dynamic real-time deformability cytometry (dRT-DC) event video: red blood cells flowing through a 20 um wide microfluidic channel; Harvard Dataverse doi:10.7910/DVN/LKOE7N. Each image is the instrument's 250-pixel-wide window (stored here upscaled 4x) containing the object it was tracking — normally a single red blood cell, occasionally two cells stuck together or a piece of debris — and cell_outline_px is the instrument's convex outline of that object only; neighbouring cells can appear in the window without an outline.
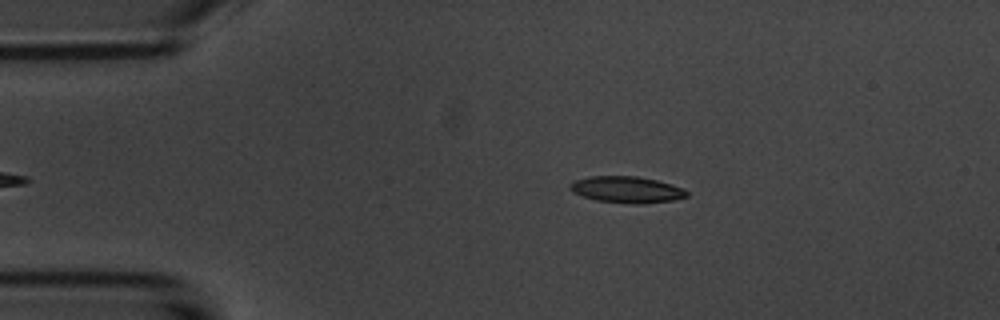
{"species": "common noctule bat (a hibernating species)", "species_latin": "Nyctalus noctula", "temperature_condition": "room temperature", "stored_images_in_passage": 3, "camera_frame_rate_fps": 3000, "um_per_image_px": 0.085, "animal": {"sex": "male", "body_mass_g": 20.1, "forearm_length_mm": 53.5}, "frame": {"image": 1, "passage_image": 1, "time_ms": 0.0, "image_size_px": [1000, 320], "cell_outline_px": [[688, 196], [672, 200], [644, 204], [636, 204], [596, 200], [572, 192], [568, 188], [568, 184], [572, 180], [588, 176], [636, 176], [656, 180], [672, 184], [684, 188], [688, 192]], "centroid_in_image_um": [53.24, 16.1], "position_along_channel_um": 31.8, "area_um2": 18.15}}
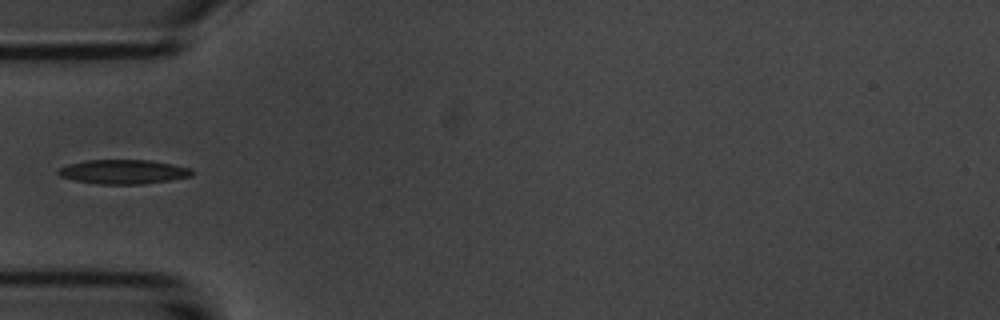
{"frame": {"image": 2, "passage_image": 3, "time_ms": 2.333, "image_size_px": [1000, 320], "cell_outline_px": [[192, 176], [172, 180], [140, 184], [96, 184], [76, 180], [60, 176], [56, 172], [60, 168], [68, 164], [88, 160], [152, 160], [192, 168]], "centroid_in_image_um": [10.51, 14.6], "position_along_channel_um": 74.5, "area_um2": 18.9}}